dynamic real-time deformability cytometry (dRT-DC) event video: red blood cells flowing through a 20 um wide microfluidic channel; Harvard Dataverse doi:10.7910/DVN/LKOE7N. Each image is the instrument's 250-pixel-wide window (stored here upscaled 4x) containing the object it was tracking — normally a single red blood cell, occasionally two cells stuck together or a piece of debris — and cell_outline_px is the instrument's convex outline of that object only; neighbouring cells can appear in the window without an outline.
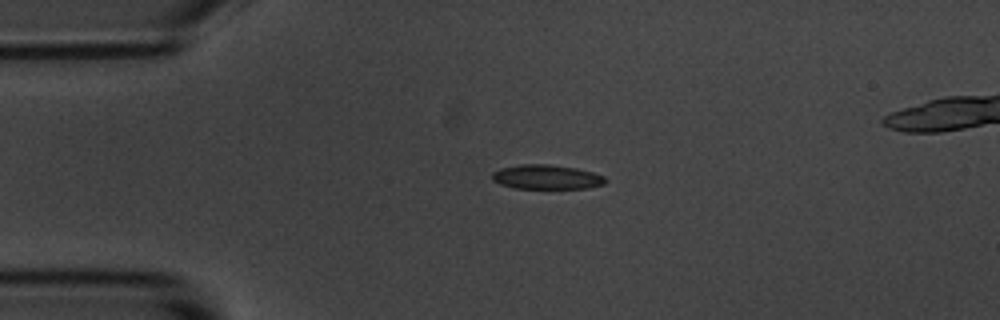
{"species": "common noctule bat (a hibernating species)", "species_latin": "Nyctalus noctula", "temperature_condition": "room temperature", "stored_images_in_passage": 2, "camera_frame_rate_fps": 3000, "um_per_image_px": 0.085, "animal": {"sex": "male", "body_mass_g": 20.1, "forearm_length_mm": 53.5}, "frame": {"image": 1, "passage_image": 1, "time_ms": 0.0, "image_size_px": [1000, 320], "cell_outline_px": [[604, 184], [588, 188], [516, 188], [500, 184], [492, 180], [492, 172], [500, 168], [520, 164], [552, 164], [576, 168], [592, 172], [604, 176]], "centroid_in_image_um": [46.42, 15.03], "position_along_channel_um": 38.6, "area_um2": 16.07}}